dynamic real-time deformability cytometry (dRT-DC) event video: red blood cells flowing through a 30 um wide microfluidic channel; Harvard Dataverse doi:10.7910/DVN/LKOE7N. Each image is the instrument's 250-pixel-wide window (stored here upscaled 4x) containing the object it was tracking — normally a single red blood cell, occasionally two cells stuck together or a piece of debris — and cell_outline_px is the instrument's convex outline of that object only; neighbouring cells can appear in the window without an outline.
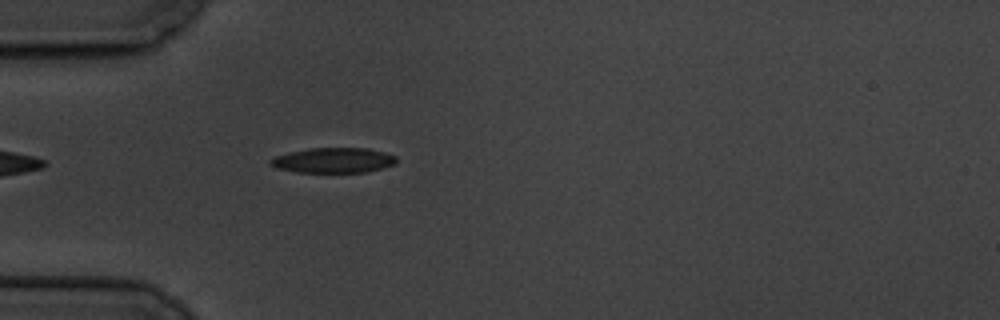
{"species": "common noctule bat (a hibernating species)", "species_latin": "Nyctalus noctula", "temperature_condition": "cold", "stored_images_in_passage": 2, "camera_frame_rate_fps": 3000, "um_per_image_px": 0.085, "animal": {"sex": "male", "body_mass_g": 19.5, "forearm_length_mm": 54.6}, "frame": {"image": 1, "passage_image": 2, "time_ms": 1.0, "image_size_px": [1000, 320], "cell_outline_px": [[396, 164], [368, 172], [296, 172], [276, 168], [268, 164], [268, 160], [276, 156], [288, 152], [308, 148], [368, 148], [384, 152], [396, 156]], "centroid_in_image_um": [28.32, 13.62], "position_along_channel_um": 56.7, "area_um2": 18.61}}